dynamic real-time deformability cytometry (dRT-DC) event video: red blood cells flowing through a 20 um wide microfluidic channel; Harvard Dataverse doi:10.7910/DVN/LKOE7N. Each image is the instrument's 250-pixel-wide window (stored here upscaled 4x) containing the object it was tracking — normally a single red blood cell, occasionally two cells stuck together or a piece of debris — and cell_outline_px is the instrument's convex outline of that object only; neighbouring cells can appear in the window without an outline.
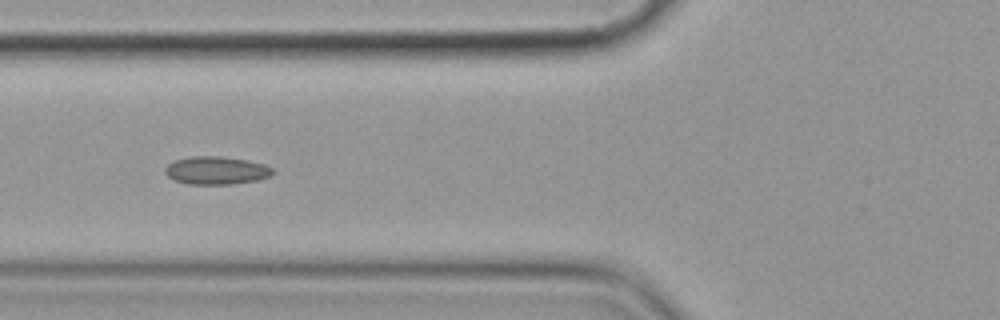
{"species": "common noctule bat (a hibernating species)", "species_latin": "Nyctalus noctula", "temperature_condition": "cold", "stored_images_in_passage": 16, "camera_frame_rate_fps": 3000, "um_per_image_px": 0.085, "animal": {"sex": "female", "body_mass_g": 19.9}, "frame": {"image": 1, "passage_image": 7, "time_ms": 8.0, "image_size_px": [1000, 320], "cell_outline_px": [[276, 172], [272, 176], [256, 180], [232, 184], [188, 184], [172, 180], [164, 172], [164, 168], [168, 164], [176, 160], [192, 156], [220, 156], [248, 160], [264, 164], [276, 168]], "centroid_in_image_um": [18.42, 14.49], "position_along_channel_um": 107.4, "area_um2": 17.8}}
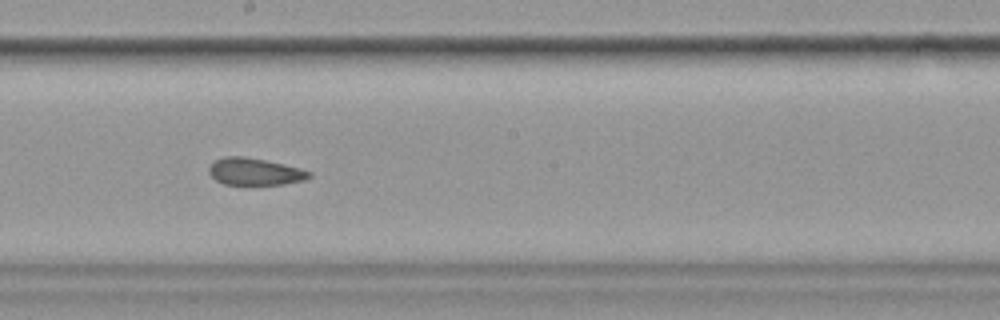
{"frame": {"image": 2, "passage_image": 10, "time_ms": 11.333, "image_size_px": [1000, 320], "cell_outline_px": [[312, 176], [304, 180], [284, 184], [224, 184], [216, 180], [208, 172], [208, 168], [216, 160], [224, 156], [244, 156], [284, 164], [300, 168], [312, 172]], "centroid_in_image_um": [21.67, 14.58], "position_along_channel_um": 226.5, "area_um2": 15.72}, "authors_computed_cell_mechanics": {"area_um2": 17.8891, "velocity_mm_per_s": 3.5807, "shape_relaxation_time_tau1_ms": null, "shape_relaxation_time_tau2_ms": 2.2539, "deformation_change_tau1": null, "deformation_change_tau2": 0.0586}}